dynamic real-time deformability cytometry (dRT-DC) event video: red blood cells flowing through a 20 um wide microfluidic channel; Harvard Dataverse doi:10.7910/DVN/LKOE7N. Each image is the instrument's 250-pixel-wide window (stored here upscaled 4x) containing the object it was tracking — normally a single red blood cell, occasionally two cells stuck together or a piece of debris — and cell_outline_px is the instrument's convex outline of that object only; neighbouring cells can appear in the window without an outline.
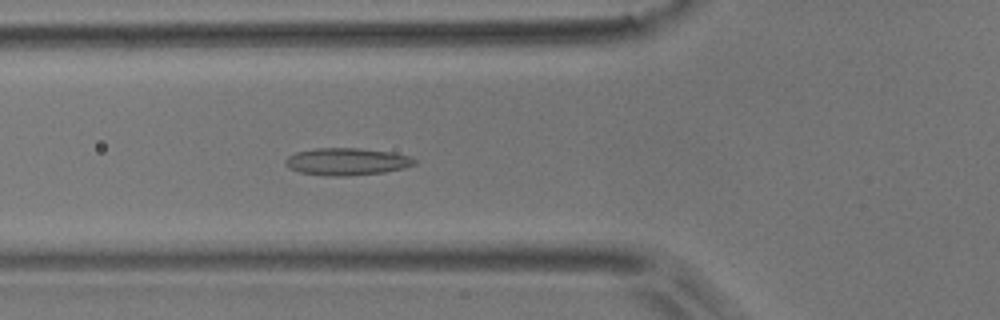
{"species": "common noctule bat (a hibernating species)", "species_latin": "Nyctalus noctula", "temperature_condition": "room temperature", "stored_images_in_passage": 5, "camera_frame_rate_fps": 3000, "um_per_image_px": 0.085, "animal": {"sex": "male", "body_mass_g": 17.9}, "frame": {"image": 1, "passage_image": 5, "time_ms": 1.333, "image_size_px": [1000, 320], "cell_outline_px": [[416, 164], [404, 168], [384, 172], [348, 176], [332, 176], [300, 172], [288, 168], [284, 164], [284, 160], [288, 156], [296, 152], [316, 148], [360, 148], [392, 152], [412, 156], [416, 160]], "centroid_in_image_um": [29.49, 13.73], "position_along_channel_um": 96.3, "area_um2": 20.63}}